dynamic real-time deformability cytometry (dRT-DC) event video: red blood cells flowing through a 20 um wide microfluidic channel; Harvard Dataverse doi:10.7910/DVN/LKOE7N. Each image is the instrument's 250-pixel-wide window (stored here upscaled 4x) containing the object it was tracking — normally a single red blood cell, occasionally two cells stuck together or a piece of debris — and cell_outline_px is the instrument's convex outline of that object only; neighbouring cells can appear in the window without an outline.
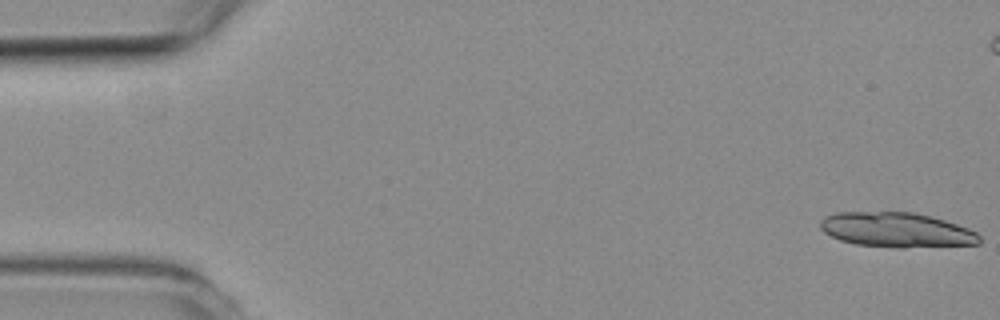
{"species": "common noctule bat (a hibernating species)", "species_latin": "Nyctalus noctula", "temperature_condition": "room temperature", "stored_images_in_passage": 6, "camera_frame_rate_fps": 3000, "um_per_image_px": 0.085, "animal": {"sex": "female", "body_mass_g": 19.3, "forearm_length_mm": 54.1}, "frame": {"image": 1, "passage_image": 1, "time_ms": 0.0, "image_size_px": [1000, 320], "cell_outline_px": [[980, 244], [904, 248], [900, 248], [856, 244], [840, 240], [824, 232], [820, 228], [820, 220], [824, 216], [836, 212], [912, 212], [932, 216], [968, 228], [976, 232], [980, 236]], "centroid_in_image_um": [76.2, 19.54], "position_along_channel_um": 8.8, "area_um2": 32.37}}